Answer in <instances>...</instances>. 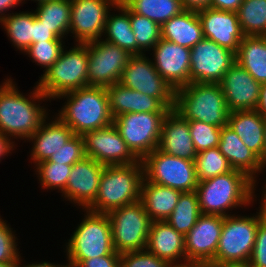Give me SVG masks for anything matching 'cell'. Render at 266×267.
<instances>
[{
    "label": "cell",
    "instance_id": "48",
    "mask_svg": "<svg viewBox=\"0 0 266 267\" xmlns=\"http://www.w3.org/2000/svg\"><path fill=\"white\" fill-rule=\"evenodd\" d=\"M243 0H211L210 8L236 12Z\"/></svg>",
    "mask_w": 266,
    "mask_h": 267
},
{
    "label": "cell",
    "instance_id": "5",
    "mask_svg": "<svg viewBox=\"0 0 266 267\" xmlns=\"http://www.w3.org/2000/svg\"><path fill=\"white\" fill-rule=\"evenodd\" d=\"M262 188L261 206L257 215L231 214L224 217L215 263L249 262L259 223L266 216V185Z\"/></svg>",
    "mask_w": 266,
    "mask_h": 267
},
{
    "label": "cell",
    "instance_id": "6",
    "mask_svg": "<svg viewBox=\"0 0 266 267\" xmlns=\"http://www.w3.org/2000/svg\"><path fill=\"white\" fill-rule=\"evenodd\" d=\"M188 121L223 127L230 111L219 83H190L175 91V107Z\"/></svg>",
    "mask_w": 266,
    "mask_h": 267
},
{
    "label": "cell",
    "instance_id": "42",
    "mask_svg": "<svg viewBox=\"0 0 266 267\" xmlns=\"http://www.w3.org/2000/svg\"><path fill=\"white\" fill-rule=\"evenodd\" d=\"M86 157L82 135H74L62 148L43 162L73 165Z\"/></svg>",
    "mask_w": 266,
    "mask_h": 267
},
{
    "label": "cell",
    "instance_id": "39",
    "mask_svg": "<svg viewBox=\"0 0 266 267\" xmlns=\"http://www.w3.org/2000/svg\"><path fill=\"white\" fill-rule=\"evenodd\" d=\"M35 171L38 176V183L42 189L57 190L61 193L67 186V180L72 170V165L55 163V162H40L35 165Z\"/></svg>",
    "mask_w": 266,
    "mask_h": 267
},
{
    "label": "cell",
    "instance_id": "16",
    "mask_svg": "<svg viewBox=\"0 0 266 267\" xmlns=\"http://www.w3.org/2000/svg\"><path fill=\"white\" fill-rule=\"evenodd\" d=\"M82 137L86 157L103 165H127L139 161L129 150L113 123L104 128L85 132Z\"/></svg>",
    "mask_w": 266,
    "mask_h": 267
},
{
    "label": "cell",
    "instance_id": "28",
    "mask_svg": "<svg viewBox=\"0 0 266 267\" xmlns=\"http://www.w3.org/2000/svg\"><path fill=\"white\" fill-rule=\"evenodd\" d=\"M161 38L191 49L203 37L202 23L195 10H183L161 26Z\"/></svg>",
    "mask_w": 266,
    "mask_h": 267
},
{
    "label": "cell",
    "instance_id": "59",
    "mask_svg": "<svg viewBox=\"0 0 266 267\" xmlns=\"http://www.w3.org/2000/svg\"><path fill=\"white\" fill-rule=\"evenodd\" d=\"M23 2H25V0H22ZM31 1H34V2H36V3H40V2H44V1H46V0H31Z\"/></svg>",
    "mask_w": 266,
    "mask_h": 267
},
{
    "label": "cell",
    "instance_id": "58",
    "mask_svg": "<svg viewBox=\"0 0 266 267\" xmlns=\"http://www.w3.org/2000/svg\"><path fill=\"white\" fill-rule=\"evenodd\" d=\"M58 267H78L77 265H75V264H73V263H70V262H68L67 264H65V265H59Z\"/></svg>",
    "mask_w": 266,
    "mask_h": 267
},
{
    "label": "cell",
    "instance_id": "36",
    "mask_svg": "<svg viewBox=\"0 0 266 267\" xmlns=\"http://www.w3.org/2000/svg\"><path fill=\"white\" fill-rule=\"evenodd\" d=\"M236 14L245 36H266V0H243Z\"/></svg>",
    "mask_w": 266,
    "mask_h": 267
},
{
    "label": "cell",
    "instance_id": "2",
    "mask_svg": "<svg viewBox=\"0 0 266 267\" xmlns=\"http://www.w3.org/2000/svg\"><path fill=\"white\" fill-rule=\"evenodd\" d=\"M256 183L244 172L233 169L226 174L198 182L196 193L201 214L226 217L228 210L251 205Z\"/></svg>",
    "mask_w": 266,
    "mask_h": 267
},
{
    "label": "cell",
    "instance_id": "22",
    "mask_svg": "<svg viewBox=\"0 0 266 267\" xmlns=\"http://www.w3.org/2000/svg\"><path fill=\"white\" fill-rule=\"evenodd\" d=\"M158 149L175 157L195 160L197 152L190 135L188 120L175 109L169 110L163 120Z\"/></svg>",
    "mask_w": 266,
    "mask_h": 267
},
{
    "label": "cell",
    "instance_id": "50",
    "mask_svg": "<svg viewBox=\"0 0 266 267\" xmlns=\"http://www.w3.org/2000/svg\"><path fill=\"white\" fill-rule=\"evenodd\" d=\"M184 9L188 10H200L208 8L211 0H181Z\"/></svg>",
    "mask_w": 266,
    "mask_h": 267
},
{
    "label": "cell",
    "instance_id": "38",
    "mask_svg": "<svg viewBox=\"0 0 266 267\" xmlns=\"http://www.w3.org/2000/svg\"><path fill=\"white\" fill-rule=\"evenodd\" d=\"M130 23L138 45V55L152 50L161 39V26L149 18L130 10Z\"/></svg>",
    "mask_w": 266,
    "mask_h": 267
},
{
    "label": "cell",
    "instance_id": "43",
    "mask_svg": "<svg viewBox=\"0 0 266 267\" xmlns=\"http://www.w3.org/2000/svg\"><path fill=\"white\" fill-rule=\"evenodd\" d=\"M0 216V263H16L20 258L16 234Z\"/></svg>",
    "mask_w": 266,
    "mask_h": 267
},
{
    "label": "cell",
    "instance_id": "45",
    "mask_svg": "<svg viewBox=\"0 0 266 267\" xmlns=\"http://www.w3.org/2000/svg\"><path fill=\"white\" fill-rule=\"evenodd\" d=\"M250 267H266V216L260 221L249 259Z\"/></svg>",
    "mask_w": 266,
    "mask_h": 267
},
{
    "label": "cell",
    "instance_id": "57",
    "mask_svg": "<svg viewBox=\"0 0 266 267\" xmlns=\"http://www.w3.org/2000/svg\"><path fill=\"white\" fill-rule=\"evenodd\" d=\"M264 163L266 164V118H265V140H264Z\"/></svg>",
    "mask_w": 266,
    "mask_h": 267
},
{
    "label": "cell",
    "instance_id": "37",
    "mask_svg": "<svg viewBox=\"0 0 266 267\" xmlns=\"http://www.w3.org/2000/svg\"><path fill=\"white\" fill-rule=\"evenodd\" d=\"M194 162L198 182L226 174L233 170L218 147L198 152Z\"/></svg>",
    "mask_w": 266,
    "mask_h": 267
},
{
    "label": "cell",
    "instance_id": "54",
    "mask_svg": "<svg viewBox=\"0 0 266 267\" xmlns=\"http://www.w3.org/2000/svg\"><path fill=\"white\" fill-rule=\"evenodd\" d=\"M208 267H250L249 263H215L209 264Z\"/></svg>",
    "mask_w": 266,
    "mask_h": 267
},
{
    "label": "cell",
    "instance_id": "25",
    "mask_svg": "<svg viewBox=\"0 0 266 267\" xmlns=\"http://www.w3.org/2000/svg\"><path fill=\"white\" fill-rule=\"evenodd\" d=\"M218 148L233 169L244 172L255 183L258 173L260 175L266 169V164L243 144L240 137L228 125L221 128Z\"/></svg>",
    "mask_w": 266,
    "mask_h": 267
},
{
    "label": "cell",
    "instance_id": "27",
    "mask_svg": "<svg viewBox=\"0 0 266 267\" xmlns=\"http://www.w3.org/2000/svg\"><path fill=\"white\" fill-rule=\"evenodd\" d=\"M227 125L264 162L265 118L255 110L230 112Z\"/></svg>",
    "mask_w": 266,
    "mask_h": 267
},
{
    "label": "cell",
    "instance_id": "35",
    "mask_svg": "<svg viewBox=\"0 0 266 267\" xmlns=\"http://www.w3.org/2000/svg\"><path fill=\"white\" fill-rule=\"evenodd\" d=\"M201 215L196 191L182 192L166 221L179 233L186 235Z\"/></svg>",
    "mask_w": 266,
    "mask_h": 267
},
{
    "label": "cell",
    "instance_id": "47",
    "mask_svg": "<svg viewBox=\"0 0 266 267\" xmlns=\"http://www.w3.org/2000/svg\"><path fill=\"white\" fill-rule=\"evenodd\" d=\"M78 267H120V255H103L82 260Z\"/></svg>",
    "mask_w": 266,
    "mask_h": 267
},
{
    "label": "cell",
    "instance_id": "52",
    "mask_svg": "<svg viewBox=\"0 0 266 267\" xmlns=\"http://www.w3.org/2000/svg\"><path fill=\"white\" fill-rule=\"evenodd\" d=\"M256 110L262 117L266 118V83L261 84L259 103Z\"/></svg>",
    "mask_w": 266,
    "mask_h": 267
},
{
    "label": "cell",
    "instance_id": "55",
    "mask_svg": "<svg viewBox=\"0 0 266 267\" xmlns=\"http://www.w3.org/2000/svg\"><path fill=\"white\" fill-rule=\"evenodd\" d=\"M169 267H208L206 264L198 262H186L183 264H172Z\"/></svg>",
    "mask_w": 266,
    "mask_h": 267
},
{
    "label": "cell",
    "instance_id": "8",
    "mask_svg": "<svg viewBox=\"0 0 266 267\" xmlns=\"http://www.w3.org/2000/svg\"><path fill=\"white\" fill-rule=\"evenodd\" d=\"M86 211V212H85ZM85 218L66 243L67 261L78 265L82 260L103 255H121L114 249L112 230L107 214L84 209Z\"/></svg>",
    "mask_w": 266,
    "mask_h": 267
},
{
    "label": "cell",
    "instance_id": "3",
    "mask_svg": "<svg viewBox=\"0 0 266 267\" xmlns=\"http://www.w3.org/2000/svg\"><path fill=\"white\" fill-rule=\"evenodd\" d=\"M62 98L66 100L57 116L76 135H83L113 123L106 88L86 86L58 97Z\"/></svg>",
    "mask_w": 266,
    "mask_h": 267
},
{
    "label": "cell",
    "instance_id": "31",
    "mask_svg": "<svg viewBox=\"0 0 266 267\" xmlns=\"http://www.w3.org/2000/svg\"><path fill=\"white\" fill-rule=\"evenodd\" d=\"M235 58L256 81L266 83V36H244Z\"/></svg>",
    "mask_w": 266,
    "mask_h": 267
},
{
    "label": "cell",
    "instance_id": "15",
    "mask_svg": "<svg viewBox=\"0 0 266 267\" xmlns=\"http://www.w3.org/2000/svg\"><path fill=\"white\" fill-rule=\"evenodd\" d=\"M119 0H70V28L77 43L101 39L106 18Z\"/></svg>",
    "mask_w": 266,
    "mask_h": 267
},
{
    "label": "cell",
    "instance_id": "1",
    "mask_svg": "<svg viewBox=\"0 0 266 267\" xmlns=\"http://www.w3.org/2000/svg\"><path fill=\"white\" fill-rule=\"evenodd\" d=\"M4 80L0 84V132L14 143V138L27 140L48 117L49 112L46 107L40 106V101L49 99L37 84L28 96L18 90L11 77Z\"/></svg>",
    "mask_w": 266,
    "mask_h": 267
},
{
    "label": "cell",
    "instance_id": "23",
    "mask_svg": "<svg viewBox=\"0 0 266 267\" xmlns=\"http://www.w3.org/2000/svg\"><path fill=\"white\" fill-rule=\"evenodd\" d=\"M146 250L170 265L186 263L185 236L166 220L152 221Z\"/></svg>",
    "mask_w": 266,
    "mask_h": 267
},
{
    "label": "cell",
    "instance_id": "18",
    "mask_svg": "<svg viewBox=\"0 0 266 267\" xmlns=\"http://www.w3.org/2000/svg\"><path fill=\"white\" fill-rule=\"evenodd\" d=\"M152 50L154 67L174 91L190 84L191 49L161 38Z\"/></svg>",
    "mask_w": 266,
    "mask_h": 267
},
{
    "label": "cell",
    "instance_id": "40",
    "mask_svg": "<svg viewBox=\"0 0 266 267\" xmlns=\"http://www.w3.org/2000/svg\"><path fill=\"white\" fill-rule=\"evenodd\" d=\"M64 44V45H63ZM65 47L63 41H45L31 44L23 53L28 55L32 61L45 68L43 72L49 69L60 57Z\"/></svg>",
    "mask_w": 266,
    "mask_h": 267
},
{
    "label": "cell",
    "instance_id": "12",
    "mask_svg": "<svg viewBox=\"0 0 266 267\" xmlns=\"http://www.w3.org/2000/svg\"><path fill=\"white\" fill-rule=\"evenodd\" d=\"M119 83L132 90L159 99L167 108L175 107V91L158 73L153 60L143 55H132Z\"/></svg>",
    "mask_w": 266,
    "mask_h": 267
},
{
    "label": "cell",
    "instance_id": "26",
    "mask_svg": "<svg viewBox=\"0 0 266 267\" xmlns=\"http://www.w3.org/2000/svg\"><path fill=\"white\" fill-rule=\"evenodd\" d=\"M112 118L125 113L169 112L159 99L117 82L106 88Z\"/></svg>",
    "mask_w": 266,
    "mask_h": 267
},
{
    "label": "cell",
    "instance_id": "32",
    "mask_svg": "<svg viewBox=\"0 0 266 267\" xmlns=\"http://www.w3.org/2000/svg\"><path fill=\"white\" fill-rule=\"evenodd\" d=\"M34 13L36 18L50 28L58 38L66 39L70 28V0H46L37 3Z\"/></svg>",
    "mask_w": 266,
    "mask_h": 267
},
{
    "label": "cell",
    "instance_id": "30",
    "mask_svg": "<svg viewBox=\"0 0 266 267\" xmlns=\"http://www.w3.org/2000/svg\"><path fill=\"white\" fill-rule=\"evenodd\" d=\"M115 9L119 14L108 12L102 39L127 50L131 55H138V45L130 23V9L121 0L114 6Z\"/></svg>",
    "mask_w": 266,
    "mask_h": 267
},
{
    "label": "cell",
    "instance_id": "21",
    "mask_svg": "<svg viewBox=\"0 0 266 267\" xmlns=\"http://www.w3.org/2000/svg\"><path fill=\"white\" fill-rule=\"evenodd\" d=\"M202 23L203 37L237 52L244 34L236 12L203 8L197 10Z\"/></svg>",
    "mask_w": 266,
    "mask_h": 267
},
{
    "label": "cell",
    "instance_id": "7",
    "mask_svg": "<svg viewBox=\"0 0 266 267\" xmlns=\"http://www.w3.org/2000/svg\"><path fill=\"white\" fill-rule=\"evenodd\" d=\"M74 45L63 49L58 60L36 82L49 100L88 86V42Z\"/></svg>",
    "mask_w": 266,
    "mask_h": 267
},
{
    "label": "cell",
    "instance_id": "19",
    "mask_svg": "<svg viewBox=\"0 0 266 267\" xmlns=\"http://www.w3.org/2000/svg\"><path fill=\"white\" fill-rule=\"evenodd\" d=\"M104 167L105 165L89 157L74 163L67 186L62 192L63 198L79 205L83 210L87 209L97 196Z\"/></svg>",
    "mask_w": 266,
    "mask_h": 267
},
{
    "label": "cell",
    "instance_id": "33",
    "mask_svg": "<svg viewBox=\"0 0 266 267\" xmlns=\"http://www.w3.org/2000/svg\"><path fill=\"white\" fill-rule=\"evenodd\" d=\"M134 13L162 26L184 9L181 0H121Z\"/></svg>",
    "mask_w": 266,
    "mask_h": 267
},
{
    "label": "cell",
    "instance_id": "44",
    "mask_svg": "<svg viewBox=\"0 0 266 267\" xmlns=\"http://www.w3.org/2000/svg\"><path fill=\"white\" fill-rule=\"evenodd\" d=\"M163 259L145 250L124 252L120 255V267H169Z\"/></svg>",
    "mask_w": 266,
    "mask_h": 267
},
{
    "label": "cell",
    "instance_id": "51",
    "mask_svg": "<svg viewBox=\"0 0 266 267\" xmlns=\"http://www.w3.org/2000/svg\"><path fill=\"white\" fill-rule=\"evenodd\" d=\"M23 4L22 0H0V21L7 16L10 8H15Z\"/></svg>",
    "mask_w": 266,
    "mask_h": 267
},
{
    "label": "cell",
    "instance_id": "49",
    "mask_svg": "<svg viewBox=\"0 0 266 267\" xmlns=\"http://www.w3.org/2000/svg\"><path fill=\"white\" fill-rule=\"evenodd\" d=\"M16 144L12 142L7 136L0 132V161L5 155L8 156L13 150H15Z\"/></svg>",
    "mask_w": 266,
    "mask_h": 267
},
{
    "label": "cell",
    "instance_id": "9",
    "mask_svg": "<svg viewBox=\"0 0 266 267\" xmlns=\"http://www.w3.org/2000/svg\"><path fill=\"white\" fill-rule=\"evenodd\" d=\"M117 253L145 250L152 220L139 200L107 213Z\"/></svg>",
    "mask_w": 266,
    "mask_h": 267
},
{
    "label": "cell",
    "instance_id": "13",
    "mask_svg": "<svg viewBox=\"0 0 266 267\" xmlns=\"http://www.w3.org/2000/svg\"><path fill=\"white\" fill-rule=\"evenodd\" d=\"M131 56L102 38L88 42V86L107 88L119 82Z\"/></svg>",
    "mask_w": 266,
    "mask_h": 267
},
{
    "label": "cell",
    "instance_id": "53",
    "mask_svg": "<svg viewBox=\"0 0 266 267\" xmlns=\"http://www.w3.org/2000/svg\"><path fill=\"white\" fill-rule=\"evenodd\" d=\"M22 257H21V255H20V258L18 259V267H58L60 264H58L57 263V265L56 264H54V263H50V262H46V261H43V262H40V263H31V264H21V261H22V259H21ZM21 265H23V266H21Z\"/></svg>",
    "mask_w": 266,
    "mask_h": 267
},
{
    "label": "cell",
    "instance_id": "41",
    "mask_svg": "<svg viewBox=\"0 0 266 267\" xmlns=\"http://www.w3.org/2000/svg\"><path fill=\"white\" fill-rule=\"evenodd\" d=\"M190 135L196 152L218 147L221 127L206 124L201 121H188Z\"/></svg>",
    "mask_w": 266,
    "mask_h": 267
},
{
    "label": "cell",
    "instance_id": "56",
    "mask_svg": "<svg viewBox=\"0 0 266 267\" xmlns=\"http://www.w3.org/2000/svg\"><path fill=\"white\" fill-rule=\"evenodd\" d=\"M0 267H18V261L16 263H0Z\"/></svg>",
    "mask_w": 266,
    "mask_h": 267
},
{
    "label": "cell",
    "instance_id": "29",
    "mask_svg": "<svg viewBox=\"0 0 266 267\" xmlns=\"http://www.w3.org/2000/svg\"><path fill=\"white\" fill-rule=\"evenodd\" d=\"M181 191L148 182L141 183L140 201L152 221L166 220L173 212Z\"/></svg>",
    "mask_w": 266,
    "mask_h": 267
},
{
    "label": "cell",
    "instance_id": "24",
    "mask_svg": "<svg viewBox=\"0 0 266 267\" xmlns=\"http://www.w3.org/2000/svg\"><path fill=\"white\" fill-rule=\"evenodd\" d=\"M55 116L51 121L47 117L40 128L27 139L33 143L30 160L33 161L34 166L48 160L75 135L68 125L57 115Z\"/></svg>",
    "mask_w": 266,
    "mask_h": 267
},
{
    "label": "cell",
    "instance_id": "20",
    "mask_svg": "<svg viewBox=\"0 0 266 267\" xmlns=\"http://www.w3.org/2000/svg\"><path fill=\"white\" fill-rule=\"evenodd\" d=\"M219 85L230 112L256 109L261 84L236 62L224 74Z\"/></svg>",
    "mask_w": 266,
    "mask_h": 267
},
{
    "label": "cell",
    "instance_id": "14",
    "mask_svg": "<svg viewBox=\"0 0 266 267\" xmlns=\"http://www.w3.org/2000/svg\"><path fill=\"white\" fill-rule=\"evenodd\" d=\"M235 62V52L203 38L191 48L190 83H219Z\"/></svg>",
    "mask_w": 266,
    "mask_h": 267
},
{
    "label": "cell",
    "instance_id": "46",
    "mask_svg": "<svg viewBox=\"0 0 266 267\" xmlns=\"http://www.w3.org/2000/svg\"><path fill=\"white\" fill-rule=\"evenodd\" d=\"M45 41H63L58 38L46 25L42 24L33 12V43Z\"/></svg>",
    "mask_w": 266,
    "mask_h": 267
},
{
    "label": "cell",
    "instance_id": "17",
    "mask_svg": "<svg viewBox=\"0 0 266 267\" xmlns=\"http://www.w3.org/2000/svg\"><path fill=\"white\" fill-rule=\"evenodd\" d=\"M223 216L201 214L185 235L186 262L215 264V253L223 227Z\"/></svg>",
    "mask_w": 266,
    "mask_h": 267
},
{
    "label": "cell",
    "instance_id": "10",
    "mask_svg": "<svg viewBox=\"0 0 266 267\" xmlns=\"http://www.w3.org/2000/svg\"><path fill=\"white\" fill-rule=\"evenodd\" d=\"M168 112L125 113L113 119L121 138L138 159L158 148L162 123Z\"/></svg>",
    "mask_w": 266,
    "mask_h": 267
},
{
    "label": "cell",
    "instance_id": "4",
    "mask_svg": "<svg viewBox=\"0 0 266 267\" xmlns=\"http://www.w3.org/2000/svg\"><path fill=\"white\" fill-rule=\"evenodd\" d=\"M143 179L144 168L141 160L135 164L105 165L97 196L87 210L107 214L139 201Z\"/></svg>",
    "mask_w": 266,
    "mask_h": 267
},
{
    "label": "cell",
    "instance_id": "11",
    "mask_svg": "<svg viewBox=\"0 0 266 267\" xmlns=\"http://www.w3.org/2000/svg\"><path fill=\"white\" fill-rule=\"evenodd\" d=\"M144 178L181 192L196 191L198 180L195 162L169 155L158 148L143 160Z\"/></svg>",
    "mask_w": 266,
    "mask_h": 267
},
{
    "label": "cell",
    "instance_id": "34",
    "mask_svg": "<svg viewBox=\"0 0 266 267\" xmlns=\"http://www.w3.org/2000/svg\"><path fill=\"white\" fill-rule=\"evenodd\" d=\"M0 23L14 47L23 53L33 44V12L9 13Z\"/></svg>",
    "mask_w": 266,
    "mask_h": 267
}]
</instances>
